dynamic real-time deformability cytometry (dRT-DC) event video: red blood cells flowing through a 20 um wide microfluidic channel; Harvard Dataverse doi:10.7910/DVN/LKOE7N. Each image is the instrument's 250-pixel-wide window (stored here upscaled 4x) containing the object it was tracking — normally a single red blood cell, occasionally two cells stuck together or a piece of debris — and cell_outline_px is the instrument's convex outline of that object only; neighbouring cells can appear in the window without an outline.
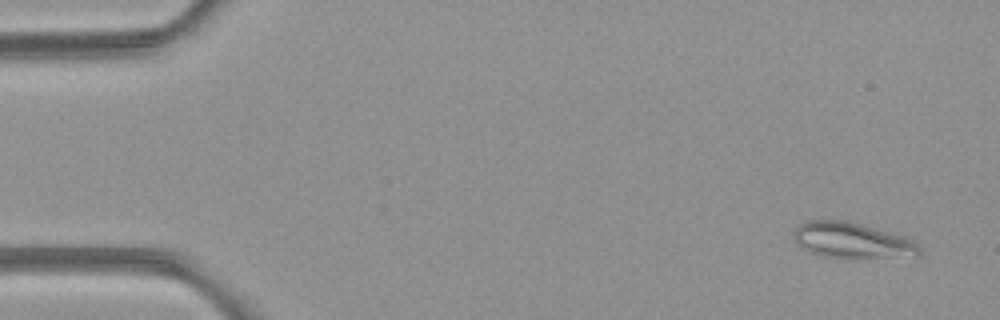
{"species": "common noctule bat (a hibernating species)", "species_latin": "Nyctalus noctula", "temperature_condition": "room temperature", "stored_images_in_passage": 5, "camera_frame_rate_fps": 3000, "um_per_image_px": 0.085, "animal": {"sex": "female", "body_mass_g": 21.9}, "frame": {"image": 1, "passage_image": 1, "time_ms": 0.0, "image_size_px": [1000, 320], "cell_outline_px": [[920, 256], [852, 260], [848, 260], [820, 256], [804, 248], [796, 240], [792, 232], [800, 224], [808, 220], [848, 220], [904, 236], [912, 240], [920, 248]], "centroid_in_image_um": [72.47, 20.47], "position_along_channel_um": 12.5, "area_um2": 26.82}}